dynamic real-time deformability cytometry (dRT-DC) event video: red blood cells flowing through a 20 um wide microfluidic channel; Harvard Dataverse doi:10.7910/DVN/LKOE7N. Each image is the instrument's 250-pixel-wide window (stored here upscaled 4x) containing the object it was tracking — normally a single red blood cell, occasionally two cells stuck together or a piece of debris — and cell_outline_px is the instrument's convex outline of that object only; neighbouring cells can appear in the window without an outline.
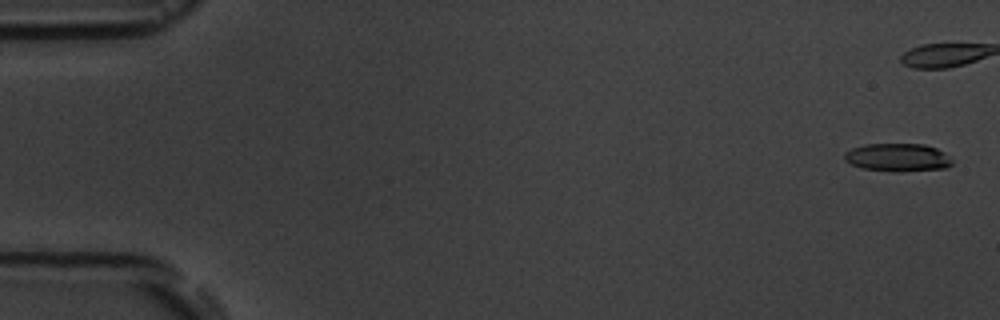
{"species": "common noctule bat (a hibernating species)", "species_latin": "Nyctalus noctula", "temperature_condition": "room temperature", "stored_images_in_passage": 6, "camera_frame_rate_fps": 3000, "um_per_image_px": 0.085, "animal": {"sex": "male", "body_mass_g": 19.5, "forearm_length_mm": 54.6}, "frame": {"image": 1, "passage_image": 1, "time_ms": 0.0, "image_size_px": [1000, 320], "cell_outline_px": [[952, 164], [944, 168], [896, 172], [892, 172], [864, 168], [852, 164], [844, 160], [844, 152], [852, 148], [864, 144], [924, 144], [936, 148], [944, 152], [952, 160]], "centroid_in_image_um": [76.29, 13.38], "position_along_channel_um": 8.7, "area_um2": 17.57}}
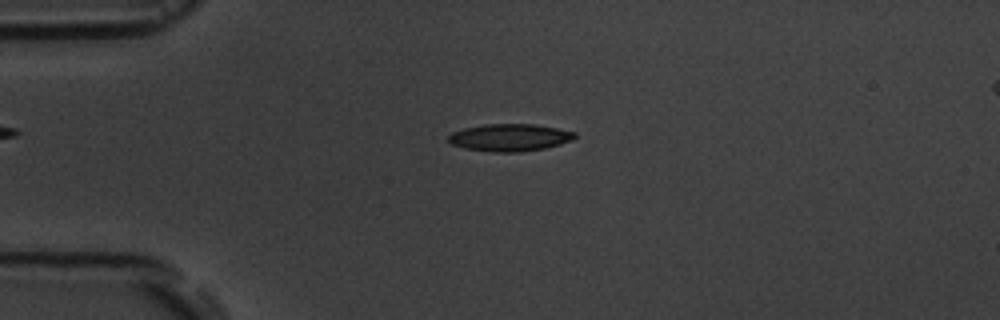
{"frame": {"image": 2, "passage_image": 6, "time_ms": 7.0, "image_size_px": [1000, 320], "cell_outline_px": [[576, 136], [572, 140], [560, 144], [544, 148], [520, 152], [492, 152], [464, 148], [452, 144], [448, 140], [448, 136], [452, 132], [464, 128], [484, 124], [536, 124], [576, 132]], "centroid_in_image_um": [43.32, 11.68], "position_along_channel_um": 41.7, "area_um2": 20.11}}